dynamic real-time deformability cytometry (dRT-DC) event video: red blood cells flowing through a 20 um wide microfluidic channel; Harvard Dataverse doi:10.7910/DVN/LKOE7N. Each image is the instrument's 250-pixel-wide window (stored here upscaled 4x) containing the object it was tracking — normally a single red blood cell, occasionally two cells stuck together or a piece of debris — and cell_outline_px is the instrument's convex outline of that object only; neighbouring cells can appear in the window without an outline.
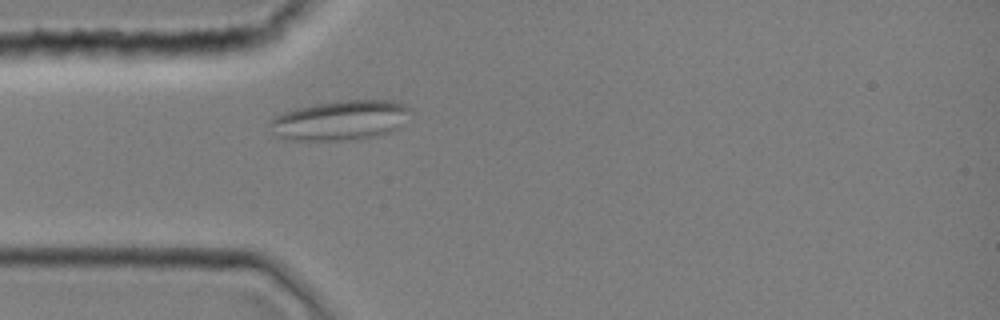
{"species": "common noctule bat (a hibernating species)", "species_latin": "Nyctalus noctula", "temperature_condition": "room temperature", "stored_images_in_passage": 48, "camera_frame_rate_fps": 3000, "um_per_image_px": 0.085, "animal": {"sex": "female", "body_mass_g": 19.0, "forearm_length_mm": 51.5}, "frame": {"image": 1, "passage_image": 14, "time_ms": 4.333, "image_size_px": [1000, 320], "cell_outline_px": [[412, 112], [400, 128], [392, 132], [376, 136], [340, 140], [284, 140], [272, 136], [268, 124], [276, 116], [284, 112], [296, 108], [316, 104], [344, 100], [392, 100], [404, 104], [412, 108]], "centroid_in_image_um": [28.93, 10.23], "position_along_channel_um": 56.1, "area_um2": 33.0}}
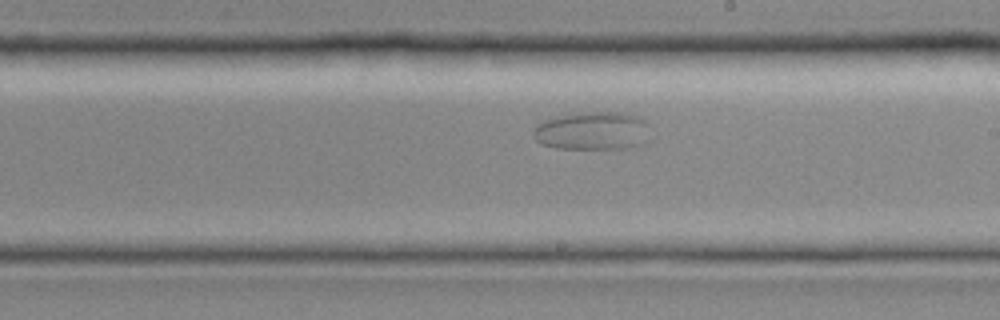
{"frame": {"image": 2, "passage_image": 28, "time_ms": 9.0, "image_size_px": [1000, 320], "cell_outline_px": [[652, 140], [636, 148], [556, 148], [540, 144], [532, 136], [532, 128], [536, 124], [544, 120], [564, 116], [588, 112], [620, 112], [636, 116], [644, 120], [648, 124]], "centroid_in_image_um": [50.42, 11.15], "position_along_channel_um": 238.6, "area_um2": 26.41}}
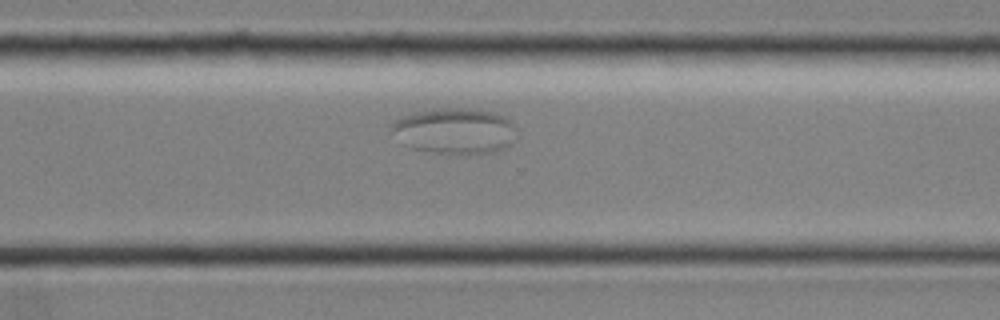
{"frame": {"image": 3, "passage_image": 35, "time_ms": 11.333, "image_size_px": [1000, 320], "cell_outline_px": [[516, 140], [512, 144], [496, 152], [468, 156], [460, 156], [408, 148], [400, 144], [388, 124], [400, 116], [416, 112], [436, 108], [468, 108], [492, 112], [508, 120], [516, 128]], "centroid_in_image_um": [38.62, 11.17], "position_along_channel_um": 332.0, "area_um2": 34.45}}